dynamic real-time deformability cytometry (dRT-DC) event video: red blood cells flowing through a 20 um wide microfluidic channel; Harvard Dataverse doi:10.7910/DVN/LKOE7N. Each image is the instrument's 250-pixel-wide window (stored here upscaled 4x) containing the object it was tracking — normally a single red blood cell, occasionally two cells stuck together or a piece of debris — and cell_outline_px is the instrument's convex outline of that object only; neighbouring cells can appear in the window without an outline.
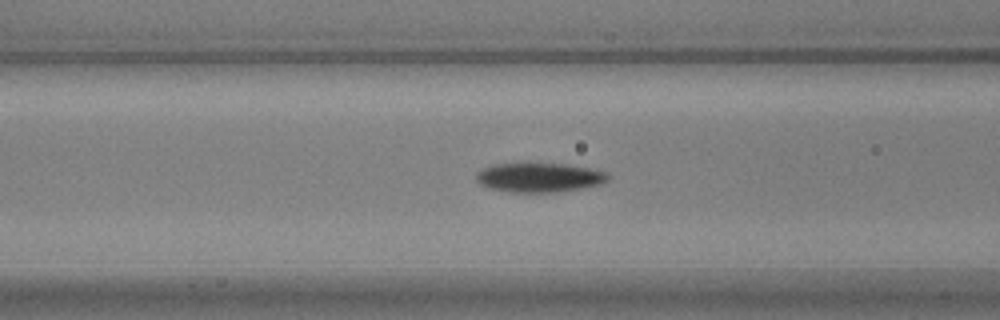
{"species": "common noctule bat (a hibernating species)", "species_latin": "Nyctalus noctula", "temperature_condition": "warm", "stored_images_in_passage": 37, "camera_frame_rate_fps": 3000, "um_per_image_px": 0.085, "animal": {"sex": "male", "body_mass_g": 17.9, "forearm_length_mm": 54.2}, "frame": {"image": 1, "passage_image": 9, "time_ms": 2.667, "image_size_px": [1000, 320], "cell_outline_px": [[608, 180], [604, 184], [584, 188], [560, 192], [508, 192], [488, 188], [480, 184], [476, 180], [476, 172], [480, 168], [492, 164], [524, 160], [568, 164], [608, 172]], "centroid_in_image_um": [45.79, 15.04], "position_along_channel_um": 120.8, "area_um2": 23.87}}
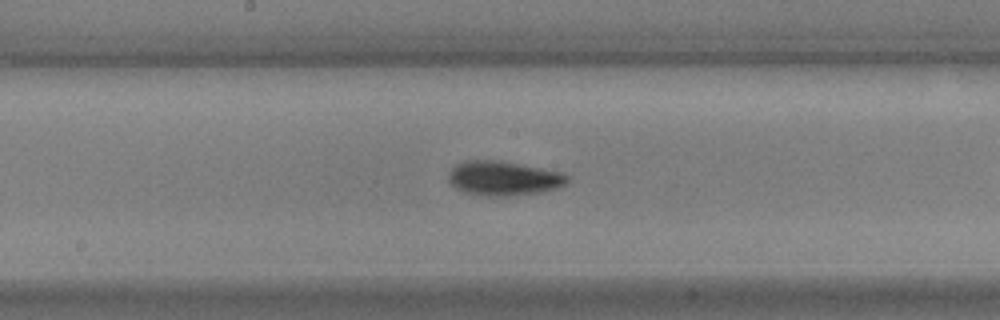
{"frame": {"image": 2, "passage_image": 16, "time_ms": 5.0, "image_size_px": [1000, 320], "cell_outline_px": [[568, 180], [564, 184], [556, 188], [540, 192], [508, 196], [480, 196], [464, 192], [456, 188], [448, 180], [448, 176], [452, 168], [456, 164], [464, 160], [500, 160], [560, 172], [568, 176]], "centroid_in_image_um": [42.75, 15.15], "position_along_channel_um": 205.5, "area_um2": 23.76}}
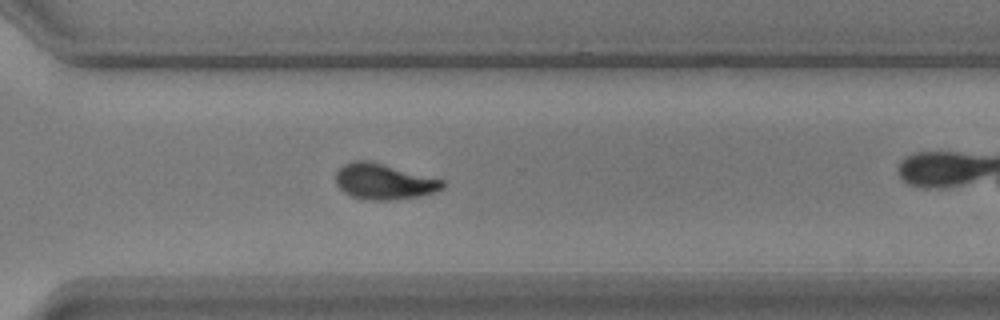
{"frame": {"image": 3, "passage_image": 27, "time_ms": 8.667, "image_size_px": [1000, 320], "cell_outline_px": [[444, 188], [436, 192], [420, 196], [388, 200], [372, 200], [352, 196], [344, 192], [336, 184], [336, 172], [344, 164], [356, 160], [368, 160], [384, 164], [444, 180]], "centroid_in_image_um": [32.64, 15.43], "position_along_channel_um": 338.0, "area_um2": 22.08}, "authors_computed_cell_mechanics": {"area_um2": 22.831, "velocity_mm_per_s": 3.6297, "shape_relaxation_time_tau1_ms": 2.1218, "shape_relaxation_time_tau2_ms": 9.7198, "deformation_change_tau1": 0.1416, "deformation_change_tau2": 0.1339}}